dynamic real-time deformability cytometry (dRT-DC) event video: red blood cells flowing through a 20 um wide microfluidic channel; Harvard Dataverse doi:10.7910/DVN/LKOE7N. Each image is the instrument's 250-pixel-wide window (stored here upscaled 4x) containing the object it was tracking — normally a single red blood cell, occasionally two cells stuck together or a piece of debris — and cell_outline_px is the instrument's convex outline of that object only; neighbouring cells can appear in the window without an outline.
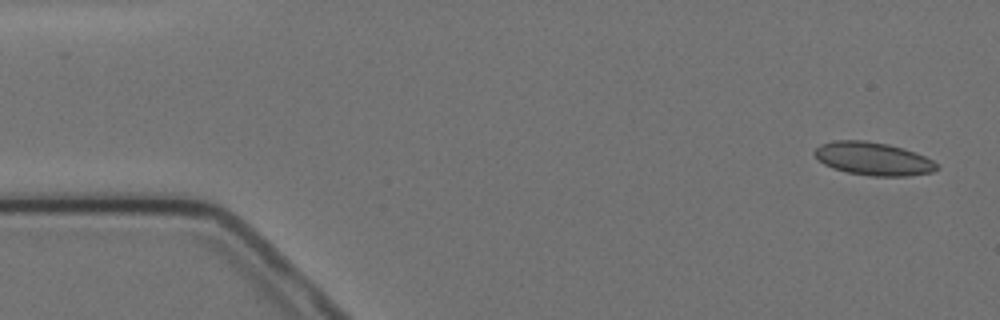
{"species": "Egyptian fruit bat (a non-hibernating species)", "species_latin": "Rousettus aegyptiacus", "temperature_condition": "cold", "stored_images_in_passage": 4, "camera_frame_rate_fps": 3000, "um_per_image_px": 0.085, "animal": {"sex": "female"}, "frame": {"image": 1, "passage_image": 1, "time_ms": 0.0, "image_size_px": [1000, 320], "cell_outline_px": [[940, 168], [932, 172], [908, 176], [872, 176], [848, 172], [832, 168], [824, 164], [812, 152], [820, 144], [836, 140], [868, 140], [888, 144], [904, 148], [916, 152], [932, 160]], "centroid_in_image_um": [74.23, 13.48], "position_along_channel_um": 10.8, "area_um2": 23.64}}
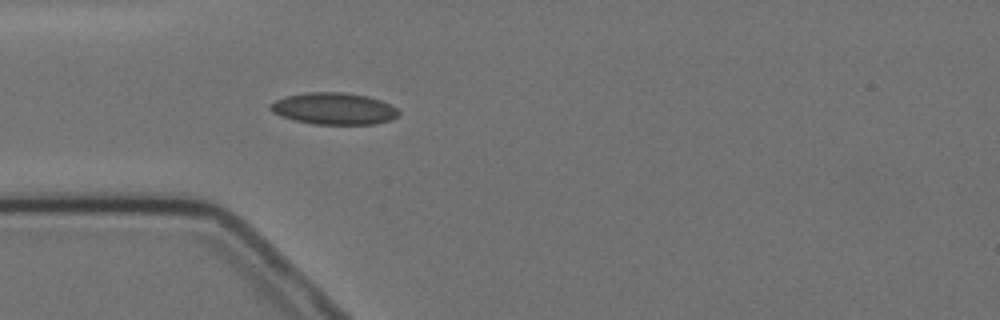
{"frame": {"image": 2, "passage_image": 4, "time_ms": 4.333, "image_size_px": [1000, 320], "cell_outline_px": [[400, 112], [392, 120], [376, 124], [312, 124], [280, 116], [272, 112], [268, 108], [268, 104], [284, 96], [304, 92], [344, 92], [368, 96], [380, 100], [396, 108]], "centroid_in_image_um": [28.34, 9.23], "position_along_channel_um": 56.7, "area_um2": 23.93}}